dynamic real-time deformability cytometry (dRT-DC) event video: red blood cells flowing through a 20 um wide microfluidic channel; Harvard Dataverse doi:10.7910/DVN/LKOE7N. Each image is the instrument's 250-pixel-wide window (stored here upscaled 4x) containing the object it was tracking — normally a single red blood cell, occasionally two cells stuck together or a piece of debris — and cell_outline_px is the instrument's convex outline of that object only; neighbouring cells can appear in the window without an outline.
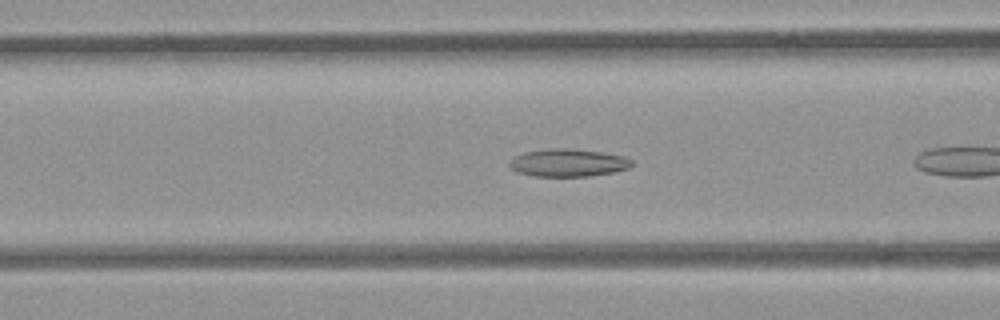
{"species": "common noctule bat (a hibernating species)", "species_latin": "Nyctalus noctula", "temperature_condition": "room temperature", "stored_images_in_passage": 10, "camera_frame_rate_fps": 3000, "um_per_image_px": 0.085, "animal": {"sex": "female", "body_mass_g": 21.9}, "frame": {"image": 1, "passage_image": 5, "time_ms": 1.333, "image_size_px": [1000, 320], "cell_outline_px": [[632, 164], [628, 168], [612, 172], [588, 176], [536, 176], [516, 172], [508, 164], [512, 156], [524, 152], [552, 148], [568, 148], [600, 152], [624, 156], [632, 160]], "centroid_in_image_um": [48.24, 13.83], "position_along_channel_um": 118.4, "area_um2": 19.65}}